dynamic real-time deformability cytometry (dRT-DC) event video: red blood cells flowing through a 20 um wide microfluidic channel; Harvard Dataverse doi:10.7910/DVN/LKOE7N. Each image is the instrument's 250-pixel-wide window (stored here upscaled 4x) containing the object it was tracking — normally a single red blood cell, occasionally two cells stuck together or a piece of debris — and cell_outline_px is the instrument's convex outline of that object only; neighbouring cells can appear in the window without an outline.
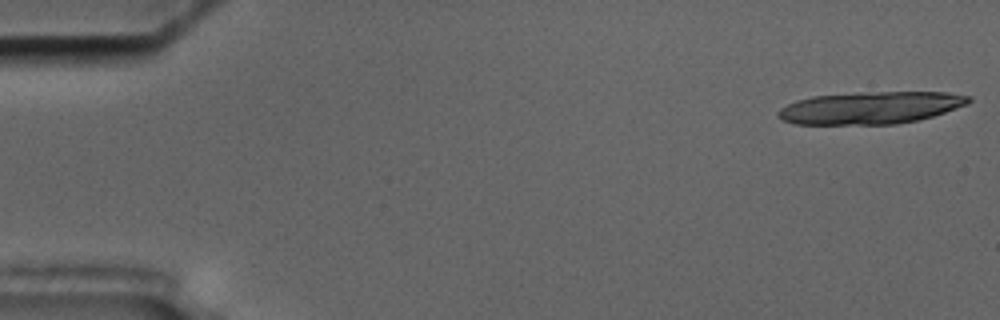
{"species": "common noctule bat (a hibernating species)", "species_latin": "Nyctalus noctula", "temperature_condition": "cold", "stored_images_in_passage": 19, "camera_frame_rate_fps": 3000, "um_per_image_px": 0.085, "animal": {"sex": "male", "body_mass_g": 17.5, "forearm_length_mm": 52.3}, "frame": {"image": 1, "passage_image": 1, "time_ms": 0.0, "image_size_px": [1000, 320], "cell_outline_px": [[972, 100], [968, 104], [932, 116], [916, 120], [896, 124], [796, 124], [780, 120], [776, 116], [776, 112], [780, 108], [796, 100], [812, 96], [860, 92], [948, 92], [972, 96]], "centroid_in_image_um": [73.97, 9.15], "position_along_channel_um": 11.0, "area_um2": 36.01}}